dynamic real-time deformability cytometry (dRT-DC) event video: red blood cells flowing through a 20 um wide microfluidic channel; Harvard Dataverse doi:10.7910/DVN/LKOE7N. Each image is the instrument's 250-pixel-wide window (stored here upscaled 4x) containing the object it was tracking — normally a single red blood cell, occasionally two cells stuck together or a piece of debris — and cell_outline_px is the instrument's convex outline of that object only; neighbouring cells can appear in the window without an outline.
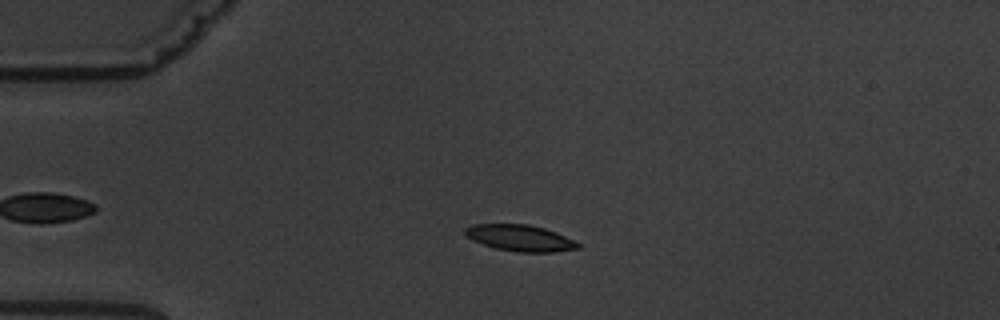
{"species": "common noctule bat (a hibernating species)", "species_latin": "Nyctalus noctula", "temperature_condition": "warm", "stored_images_in_passage": 5, "camera_frame_rate_fps": 3000, "um_per_image_px": 0.085, "animal": {"sex": "male", "body_mass_g": 19.5, "forearm_length_mm": 54.6}, "frame": {"image": 1, "passage_image": 4, "time_ms": 3.667, "image_size_px": [1000, 320], "cell_outline_px": [[580, 248], [552, 252], [516, 252], [496, 248], [472, 240], [464, 232], [464, 228], [472, 224], [528, 224], [544, 228], [556, 232], [580, 244]], "centroid_in_image_um": [44.19, 20.22], "position_along_channel_um": 40.8, "area_um2": 17.17}}